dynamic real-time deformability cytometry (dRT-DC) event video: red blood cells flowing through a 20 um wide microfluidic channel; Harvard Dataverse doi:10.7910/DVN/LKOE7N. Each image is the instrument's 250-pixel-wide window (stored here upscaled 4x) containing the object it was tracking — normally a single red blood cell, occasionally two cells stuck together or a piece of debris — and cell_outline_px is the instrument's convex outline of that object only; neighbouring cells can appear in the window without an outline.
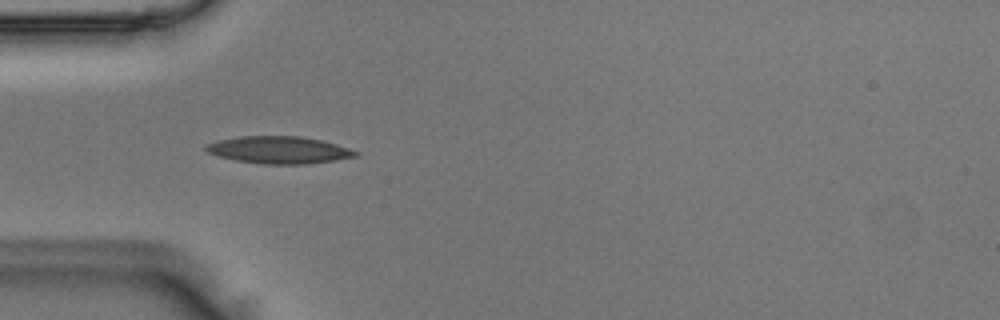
{"species": "Egyptian fruit bat (a non-hibernating species)", "species_latin": "Rousettus aegyptiacus", "temperature_condition": "room temperature", "stored_images_in_passage": 36, "camera_frame_rate_fps": 3000, "um_per_image_px": 0.085, "animal": {"sex": "male"}, "frame": {"image": 1, "passage_image": 1, "time_ms": 0.0, "image_size_px": [1000, 320], "cell_outline_px": [[360, 152], [356, 156], [332, 160], [304, 164], [264, 164], [236, 160], [220, 156], [208, 152], [204, 148], [208, 144], [220, 140], [240, 136], [300, 136], [320, 140], [336, 144]], "centroid_in_image_um": [23.72, 12.74], "position_along_channel_um": 61.3, "area_um2": 23.29}}
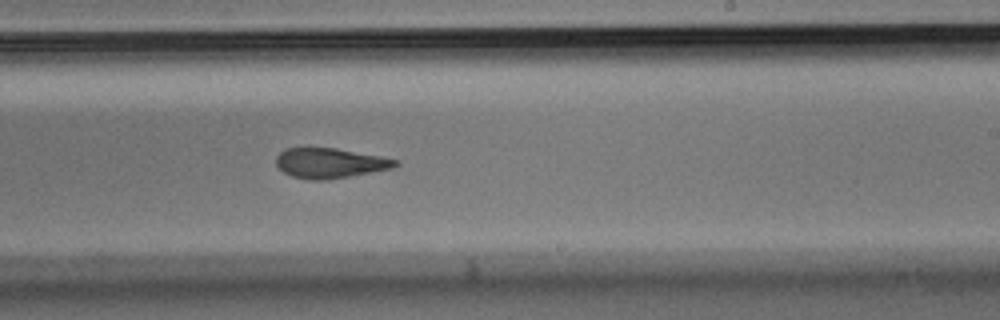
{"frame": {"image": 2, "passage_image": 16, "time_ms": 5.0, "image_size_px": [1000, 320], "cell_outline_px": [[400, 164], [392, 168], [348, 176], [324, 180], [312, 180], [292, 176], [284, 172], [276, 164], [276, 156], [284, 148], [336, 148], [384, 156], [400, 160]], "centroid_in_image_um": [28.08, 13.85], "position_along_channel_um": 260.9, "area_um2": 20.87}}
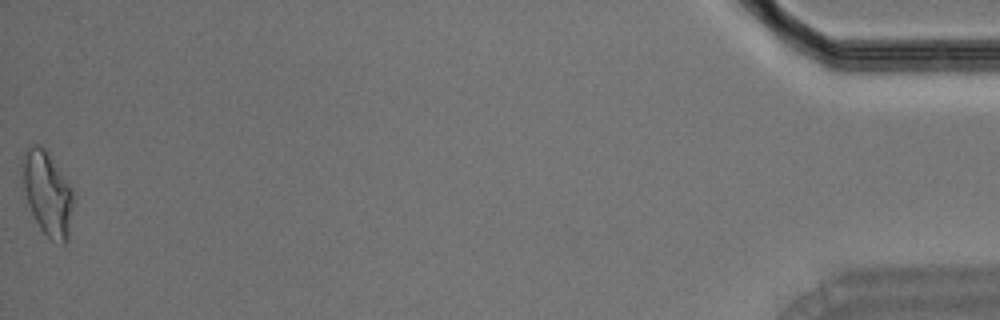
{"frame": {"image": 3, "passage_image": 36, "time_ms": 11.667, "image_size_px": [1000, 320], "cell_outline_px": [[72, 208], [68, 240], [64, 244], [52, 240], [40, 228], [28, 204], [24, 188], [20, 164], [24, 152], [28, 148], [36, 144], [40, 144], [48, 152], [72, 188]], "centroid_in_image_um": [4.01, 16.41], "position_along_channel_um": 431.2, "area_um2": 24.68}}